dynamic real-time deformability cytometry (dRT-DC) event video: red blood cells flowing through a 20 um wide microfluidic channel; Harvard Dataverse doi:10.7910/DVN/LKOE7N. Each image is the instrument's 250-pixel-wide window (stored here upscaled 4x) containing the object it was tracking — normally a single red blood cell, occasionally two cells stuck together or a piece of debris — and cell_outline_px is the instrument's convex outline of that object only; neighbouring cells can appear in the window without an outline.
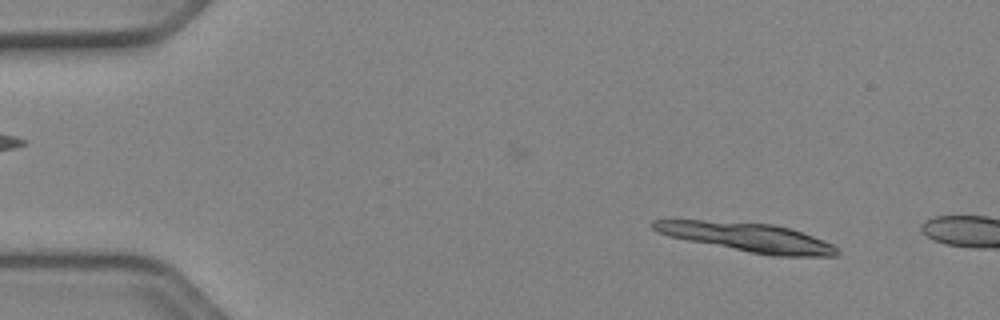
{"species": "Egyptian fruit bat (a non-hibernating species)", "species_latin": "Rousettus aegyptiacus", "temperature_condition": "cold", "stored_images_in_passage": 8, "camera_frame_rate_fps": 3000, "um_per_image_px": 0.085, "animal": {"sex": "female"}, "frame": {"image": 1, "passage_image": 5, "time_ms": 1.333, "image_size_px": [1000, 320], "cell_outline_px": [[840, 252], [836, 256], [772, 256], [688, 240], [668, 236], [656, 232], [648, 224], [652, 220], [704, 220], [776, 224], [812, 236], [832, 244]], "centroid_in_image_um": [63.49, 20.16], "position_along_channel_um": 21.5, "area_um2": 30.69}}